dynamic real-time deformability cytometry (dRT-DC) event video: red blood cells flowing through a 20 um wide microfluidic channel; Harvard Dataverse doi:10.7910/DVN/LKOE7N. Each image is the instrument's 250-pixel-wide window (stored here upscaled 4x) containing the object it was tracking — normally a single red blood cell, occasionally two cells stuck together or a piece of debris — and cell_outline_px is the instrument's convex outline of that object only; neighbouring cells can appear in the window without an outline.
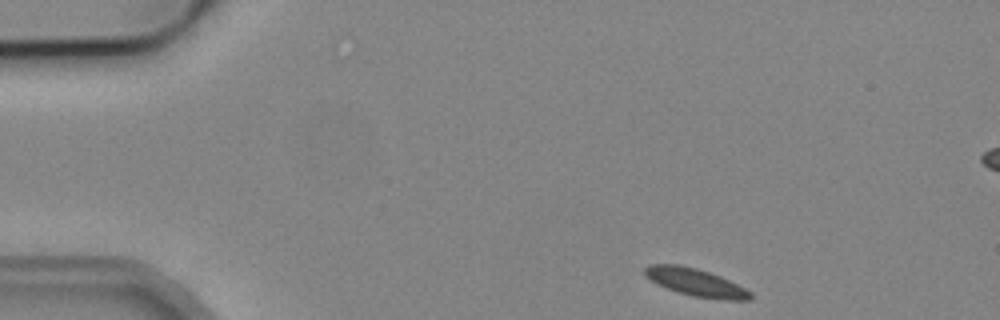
{"species": "common noctule bat (a hibernating species)", "species_latin": "Nyctalus noctula", "temperature_condition": "cold", "stored_images_in_passage": 4, "camera_frame_rate_fps": 3000, "um_per_image_px": 0.085, "animal": {"sex": "male", "body_mass_g": 19.2, "forearm_length_mm": 51.8}, "frame": {"image": 1, "passage_image": 1, "time_ms": 0.0, "image_size_px": [1000, 320], "cell_outline_px": [[752, 296], [748, 300], [724, 300], [692, 296], [676, 292], [656, 284], [644, 276], [644, 268], [648, 264], [676, 264], [696, 268], [720, 276], [752, 292]], "centroid_in_image_um": [59.08, 24.0], "position_along_channel_um": 25.9, "area_um2": 17.05}}